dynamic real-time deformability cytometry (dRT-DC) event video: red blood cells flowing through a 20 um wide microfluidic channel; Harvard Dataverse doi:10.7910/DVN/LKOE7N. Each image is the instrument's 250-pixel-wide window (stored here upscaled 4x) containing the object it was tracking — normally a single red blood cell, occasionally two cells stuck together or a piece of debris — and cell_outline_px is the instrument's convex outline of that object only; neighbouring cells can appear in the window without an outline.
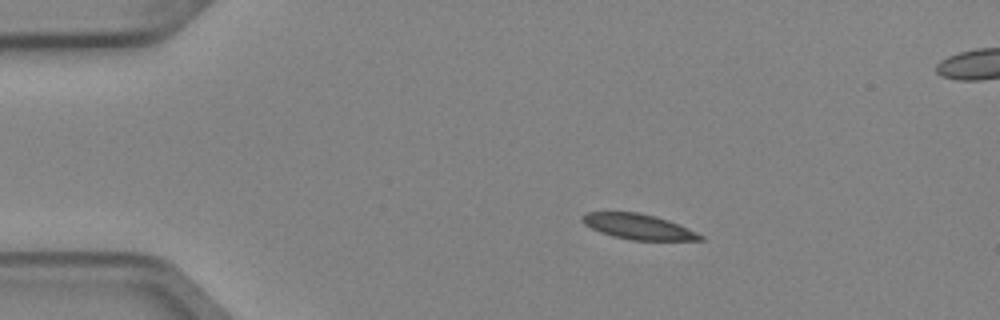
{"species": "Egyptian fruit bat (a non-hibernating species)", "species_latin": "Rousettus aegyptiacus", "temperature_condition": "cold", "stored_images_in_passage": 3, "camera_frame_rate_fps": 3000, "um_per_image_px": 0.085, "animal": {"sex": "female"}, "frame": {"image": 1, "passage_image": 1, "time_ms": 0.0, "image_size_px": [1000, 320], "cell_outline_px": [[704, 240], [632, 240], [612, 236], [600, 232], [584, 224], [580, 220], [580, 216], [588, 212], [636, 212], [656, 216], [668, 220], [696, 232], [704, 236]], "centroid_in_image_um": [54.22, 19.26], "position_along_channel_um": 30.8, "area_um2": 17.34}}